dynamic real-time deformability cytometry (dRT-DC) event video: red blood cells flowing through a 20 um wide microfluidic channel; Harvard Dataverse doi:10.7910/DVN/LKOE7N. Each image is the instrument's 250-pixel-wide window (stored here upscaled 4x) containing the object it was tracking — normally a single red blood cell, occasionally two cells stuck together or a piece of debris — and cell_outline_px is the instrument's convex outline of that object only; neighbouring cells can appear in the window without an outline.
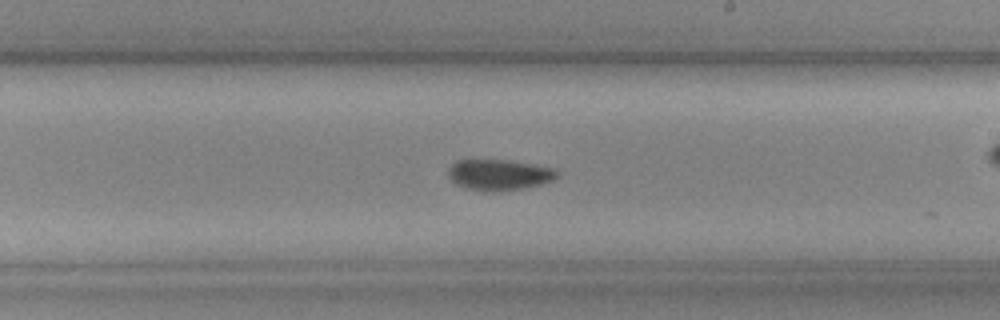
{"species": "common noctule bat (a hibernating species)", "species_latin": "Nyctalus noctula", "temperature_condition": "cold", "stored_images_in_passage": 47, "camera_frame_rate_fps": 3000, "um_per_image_px": 0.085, "animal": {"sex": "female", "body_mass_g": 19.3, "forearm_length_mm": 54.1}, "frame": {"image": 1, "passage_image": 27, "time_ms": 8.667, "image_size_px": [1000, 320], "cell_outline_px": [[560, 176], [552, 180], [540, 184], [524, 188], [496, 192], [492, 192], [468, 188], [456, 184], [448, 176], [448, 168], [456, 160], [508, 160], [532, 164], [552, 168], [560, 172]], "centroid_in_image_um": [42.43, 14.85], "position_along_channel_um": 246.6, "area_um2": 19.54}}